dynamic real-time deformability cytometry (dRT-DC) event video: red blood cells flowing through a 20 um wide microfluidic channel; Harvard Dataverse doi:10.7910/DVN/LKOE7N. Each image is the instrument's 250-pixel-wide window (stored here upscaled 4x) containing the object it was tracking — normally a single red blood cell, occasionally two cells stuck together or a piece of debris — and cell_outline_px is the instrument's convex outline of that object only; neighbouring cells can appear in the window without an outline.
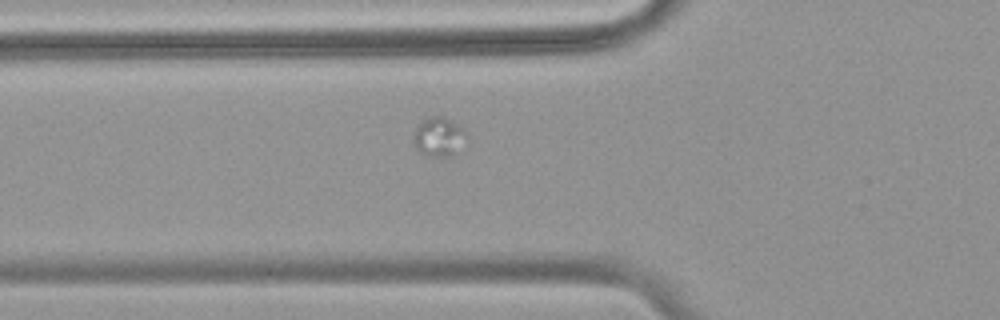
{"species": "common noctule bat (a hibernating species)", "species_latin": "Nyctalus noctula", "temperature_condition": "warm", "stored_images_in_passage": 49, "camera_frame_rate_fps": 3000, "um_per_image_px": 0.085, "animal": {"sex": "female", "body_mass_g": 18.4}, "frame": {"image": 1, "passage_image": 13, "time_ms": 4.0, "image_size_px": [1000, 320], "cell_outline_px": [[468, 144], [452, 156], [428, 156], [420, 152], [412, 144], [412, 136], [420, 120], [428, 116], [444, 116], [464, 128], [468, 132]], "centroid_in_image_um": [37.34, 11.63], "position_along_channel_um": 88.5, "area_um2": 12.83}}
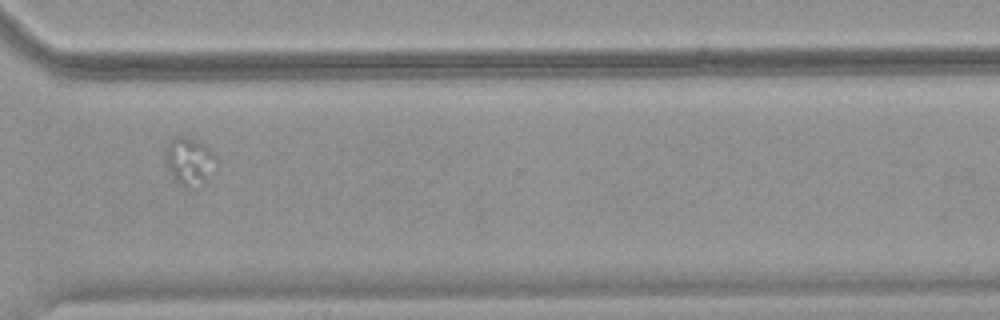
{"frame": {"image": 2, "passage_image": 35, "time_ms": 11.333, "image_size_px": [1000, 320], "cell_outline_px": [[216, 168], [204, 180], [192, 188], [184, 188], [176, 180], [168, 168], [164, 156], [168, 144], [176, 136], [184, 136], [204, 144], [216, 156]], "centroid_in_image_um": [16.1, 13.7], "position_along_channel_um": 354.5, "area_um2": 13.76}}
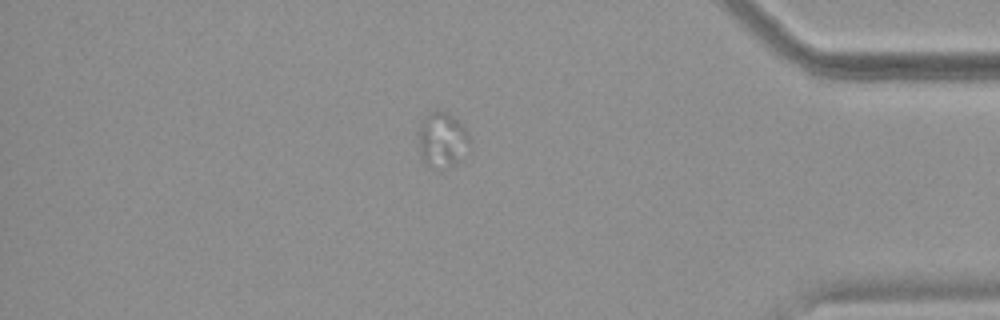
{"frame": {"image": 3, "passage_image": 41, "time_ms": 13.333, "image_size_px": [1000, 320], "cell_outline_px": [[468, 140], [456, 160], [452, 164], [432, 168], [424, 164], [420, 156], [420, 120], [432, 112], [440, 108], [448, 112], [464, 124], [468, 136]], "centroid_in_image_um": [37.52, 11.79], "position_along_channel_um": 397.7, "area_um2": 15.72}}